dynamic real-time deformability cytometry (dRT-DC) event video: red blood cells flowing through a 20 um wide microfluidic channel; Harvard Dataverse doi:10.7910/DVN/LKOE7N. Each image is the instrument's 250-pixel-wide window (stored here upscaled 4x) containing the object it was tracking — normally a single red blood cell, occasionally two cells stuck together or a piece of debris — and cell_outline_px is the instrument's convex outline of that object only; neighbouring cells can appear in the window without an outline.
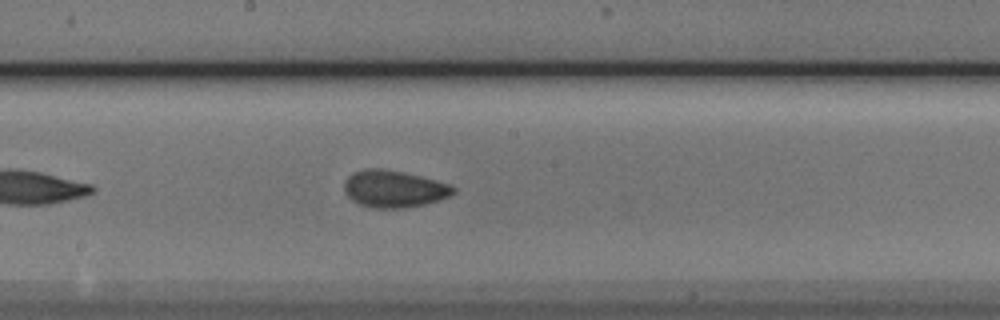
{"species": "Egyptian fruit bat (a non-hibernating species)", "species_latin": "Rousettus aegyptiacus", "temperature_condition": "cold", "stored_images_in_passage": 25, "camera_frame_rate_fps": 3000, "um_per_image_px": 0.085, "animal": {"sex": "male"}, "frame": {"image": 1, "passage_image": 15, "time_ms": 4.667, "image_size_px": [1000, 320], "cell_outline_px": [[456, 192], [440, 200], [424, 204], [404, 208], [372, 208], [360, 204], [352, 200], [344, 192], [344, 180], [348, 176], [356, 172], [368, 168], [384, 168], [420, 176], [448, 184], [456, 188]], "centroid_in_image_um": [33.47, 16.06], "position_along_channel_um": 214.7, "area_um2": 23.47}}